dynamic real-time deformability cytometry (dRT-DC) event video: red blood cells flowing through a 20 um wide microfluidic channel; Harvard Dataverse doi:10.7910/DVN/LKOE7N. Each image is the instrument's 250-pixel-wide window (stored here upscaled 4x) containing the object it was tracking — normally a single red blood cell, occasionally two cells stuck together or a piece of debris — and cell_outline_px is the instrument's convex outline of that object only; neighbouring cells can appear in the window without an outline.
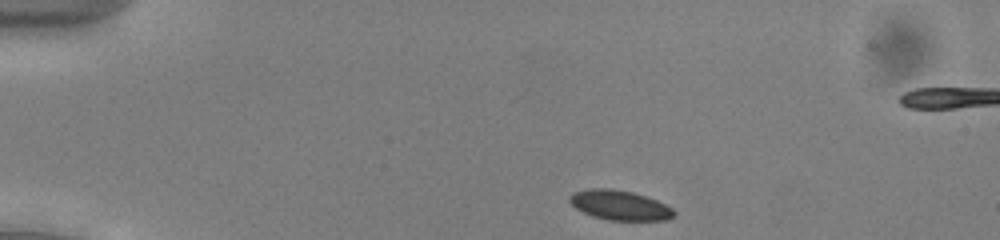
{"species": "common noctule bat (a hibernating species)", "species_latin": "Nyctalus noctula", "temperature_condition": "cold", "stored_images_in_passage": 44, "segment_of_instrument_passage": [1, 2], "camera_frame_rate_fps": 3000, "um_per_image_px": 0.085, "animal": {"sex": "male", "body_mass_g": 13.0, "forearm_length_mm": 53.1}, "frame": {"image": 1, "passage_image": 1, "time_ms": 0.0, "image_size_px": [1000, 240], "cell_outline_px": [[676, 212], [668, 220], [608, 220], [592, 216], [576, 208], [568, 200], [568, 196], [572, 192], [588, 188], [612, 188], [632, 192], [656, 200], [672, 208]], "centroid_in_image_um": [52.63, 17.43], "position_along_channel_um": 32.4, "area_um2": 18.09}}
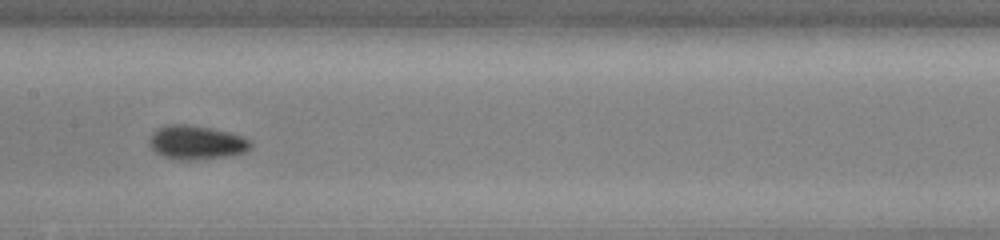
{"frame": {"image": 2, "passage_image": 18, "time_ms": 5.667, "image_size_px": [1000, 240], "cell_outline_px": [[252, 148], [244, 152], [228, 156], [200, 160], [180, 160], [164, 156], [156, 152], [148, 144], [148, 140], [152, 132], [156, 128], [168, 124], [188, 124], [212, 128], [244, 136], [252, 140]], "centroid_in_image_um": [16.7, 12.1], "position_along_channel_um": 190.7, "area_um2": 20.4}}
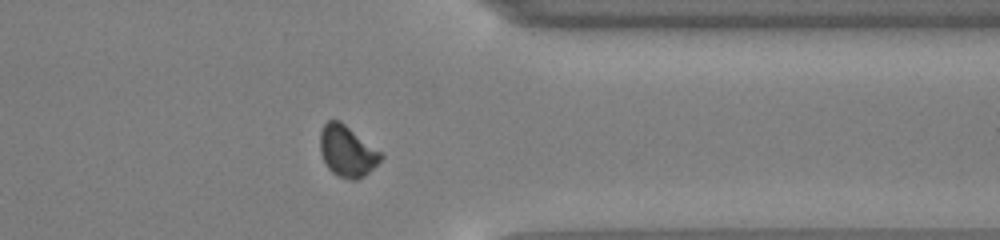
{"frame": {"image": 3, "passage_image": 33, "time_ms": 10.667, "image_size_px": [1000, 240], "cell_outline_px": [[384, 156], [364, 176], [356, 180], [348, 180], [336, 176], [328, 168], [320, 152], [320, 132], [324, 124], [328, 120], [340, 120], [380, 152]], "centroid_in_image_um": [29.47, 12.86], "position_along_channel_um": 381.9, "area_um2": 17.92}}